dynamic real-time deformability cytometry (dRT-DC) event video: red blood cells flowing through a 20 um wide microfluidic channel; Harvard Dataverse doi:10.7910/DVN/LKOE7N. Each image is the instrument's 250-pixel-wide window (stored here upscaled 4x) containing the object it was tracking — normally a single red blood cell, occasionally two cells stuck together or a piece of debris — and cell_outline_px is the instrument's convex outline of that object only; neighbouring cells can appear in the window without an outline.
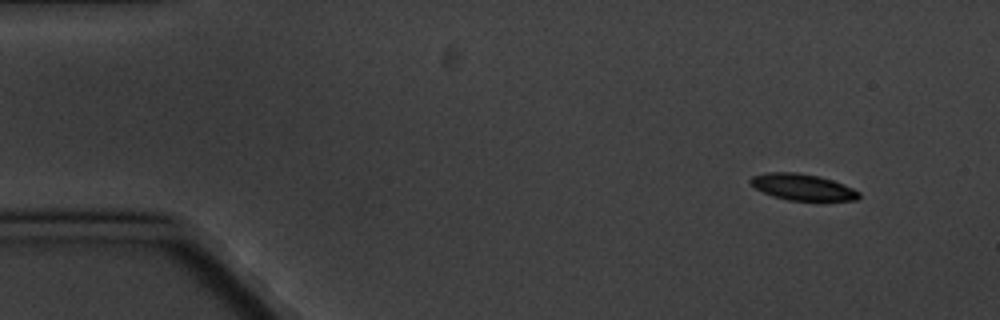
{"species": "common noctule bat (a hibernating species)", "species_latin": "Nyctalus noctula", "temperature_condition": "cold", "stored_images_in_passage": 9, "camera_frame_rate_fps": 3000, "um_per_image_px": 0.085, "animal": {"sex": "male", "body_mass_g": 20.1, "forearm_length_mm": 53.5}, "frame": {"image": 1, "passage_image": 1, "time_ms": 0.0, "image_size_px": [1000, 320], "cell_outline_px": [[860, 196], [856, 200], [788, 200], [772, 196], [756, 188], [748, 180], [752, 176], [768, 172], [796, 172], [820, 176], [844, 184], [860, 192]], "centroid_in_image_um": [68.21, 15.89], "position_along_channel_um": 16.8, "area_um2": 16.53}}